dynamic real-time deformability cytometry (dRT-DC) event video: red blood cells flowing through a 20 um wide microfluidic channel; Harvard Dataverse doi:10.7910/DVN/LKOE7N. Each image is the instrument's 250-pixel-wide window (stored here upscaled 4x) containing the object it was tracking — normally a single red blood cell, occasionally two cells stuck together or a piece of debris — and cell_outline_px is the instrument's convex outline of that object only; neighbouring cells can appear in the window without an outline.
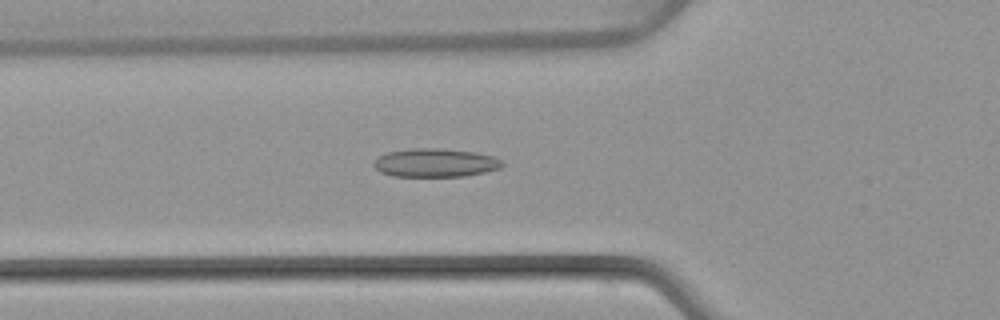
{"species": "common noctule bat (a hibernating species)", "species_latin": "Nyctalus noctula", "temperature_condition": "warm", "stored_images_in_passage": 47, "camera_frame_rate_fps": 3000, "um_per_image_px": 0.085, "animal": {"sex": "female", "body_mass_g": 22.7, "forearm_length_mm": 54.2}, "frame": {"image": 1, "passage_image": 15, "time_ms": 4.667, "image_size_px": [1000, 320], "cell_outline_px": [[504, 164], [500, 168], [484, 172], [464, 176], [392, 176], [380, 172], [372, 164], [380, 156], [388, 152], [412, 148], [440, 148], [476, 152], [492, 156], [500, 160]], "centroid_in_image_um": [37.0, 13.83], "position_along_channel_um": 88.8, "area_um2": 21.21}}
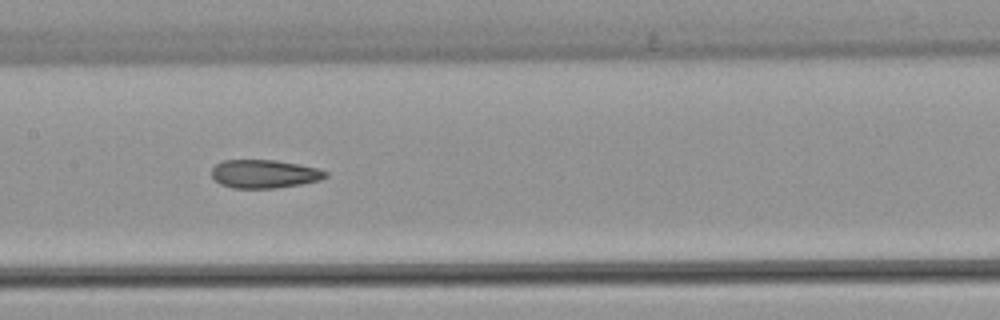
{"frame": {"image": 2, "passage_image": 22, "time_ms": 7.0, "image_size_px": [1000, 320], "cell_outline_px": [[328, 176], [320, 180], [300, 184], [276, 188], [232, 188], [220, 184], [212, 176], [212, 168], [216, 164], [224, 160], [276, 160], [300, 164], [320, 168], [328, 172]], "centroid_in_image_um": [22.5, 14.78], "position_along_channel_um": 184.9, "area_um2": 18.96}}
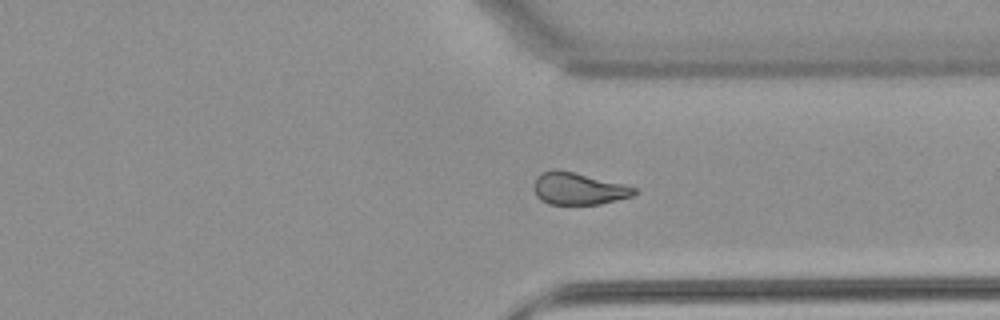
{"frame": {"image": 3, "passage_image": 35, "time_ms": 11.333, "image_size_px": [1000, 320], "cell_outline_px": [[636, 192], [632, 196], [600, 204], [548, 204], [540, 200], [536, 196], [532, 188], [532, 184], [536, 176], [544, 172], [556, 168], [624, 184], [636, 188]], "centroid_in_image_um": [49.1, 16.03], "position_along_channel_um": 362.3, "area_um2": 18.84}, "authors_computed_cell_mechanics": {"area_um2": 19.8254, "velocity_mm_per_s": 4.094, "shape_relaxation_time_tau1_ms": null, "shape_relaxation_time_tau2_ms": 2.5701, "deformation_change_tau1": null, "deformation_change_tau2": 0.097}}